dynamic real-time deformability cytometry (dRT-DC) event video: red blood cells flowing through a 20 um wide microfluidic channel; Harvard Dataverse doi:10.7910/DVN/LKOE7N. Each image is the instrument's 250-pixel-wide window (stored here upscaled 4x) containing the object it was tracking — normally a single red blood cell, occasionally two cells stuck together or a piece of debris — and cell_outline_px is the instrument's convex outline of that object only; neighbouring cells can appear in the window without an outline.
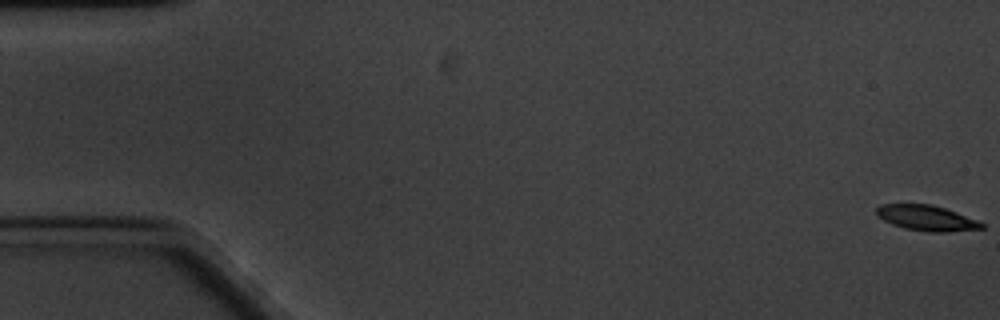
{"species": "common noctule bat (a hibernating species)", "species_latin": "Nyctalus noctula", "temperature_condition": "cold", "stored_images_in_passage": 62, "camera_frame_rate_fps": 3000, "um_per_image_px": 0.085, "animal": {"sex": "male", "body_mass_g": 20.1, "forearm_length_mm": 53.5}, "frame": {"image": 1, "passage_image": 1, "time_ms": 0.0, "image_size_px": [1000, 320], "cell_outline_px": [[984, 228], [944, 232], [928, 232], [904, 228], [892, 224], [876, 216], [876, 208], [880, 204], [932, 204], [956, 212], [976, 220], [984, 224]], "centroid_in_image_um": [78.71, 18.52], "position_along_channel_um": 6.3, "area_um2": 15.49}}
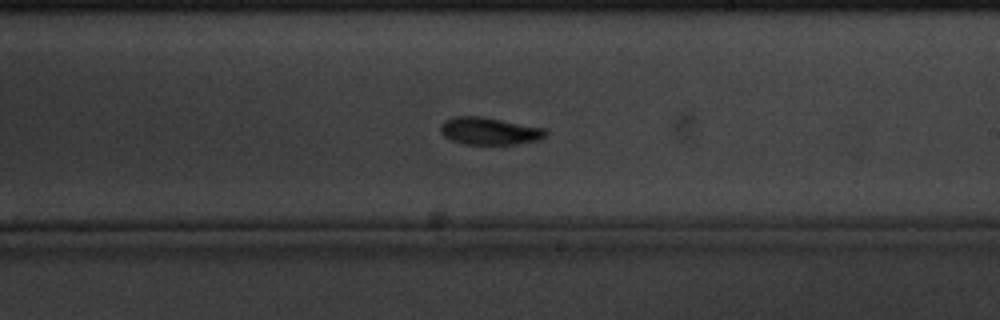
{"frame": {"image": 2, "passage_image": 36, "time_ms": 11.667, "image_size_px": [1000, 320], "cell_outline_px": [[548, 132], [540, 140], [516, 144], [464, 144], [452, 140], [444, 136], [440, 132], [440, 124], [444, 120], [456, 116], [480, 116], [544, 128]], "centroid_in_image_um": [41.57, 11.14], "position_along_channel_um": 247.4, "area_um2": 16.7}}
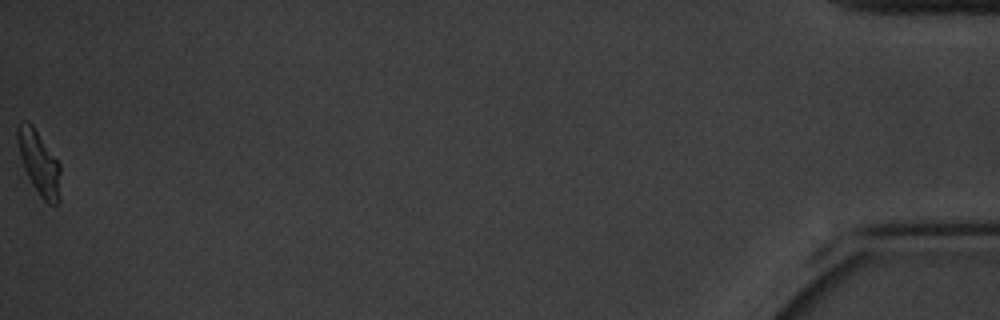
{"frame": {"image": 3, "passage_image": 62, "time_ms": 20.333, "image_size_px": [1000, 320], "cell_outline_px": [[60, 200], [56, 204], [48, 204], [40, 196], [32, 184], [24, 168], [20, 156], [16, 140], [16, 128], [24, 120], [28, 120], [32, 124], [60, 164]], "centroid_in_image_um": [3.31, 13.83], "position_along_channel_um": 431.9, "area_um2": 16.01}, "authors_computed_cell_mechanics": {"area_um2": 16.3574, "velocity_mm_per_s": 3.2743, "shape_relaxation_time_tau1_ms": 2.3222, "shape_relaxation_time_tau2_ms": 10.3486, "deformation_change_tau1": 0.1443, "deformation_change_tau2": 0.1859}}